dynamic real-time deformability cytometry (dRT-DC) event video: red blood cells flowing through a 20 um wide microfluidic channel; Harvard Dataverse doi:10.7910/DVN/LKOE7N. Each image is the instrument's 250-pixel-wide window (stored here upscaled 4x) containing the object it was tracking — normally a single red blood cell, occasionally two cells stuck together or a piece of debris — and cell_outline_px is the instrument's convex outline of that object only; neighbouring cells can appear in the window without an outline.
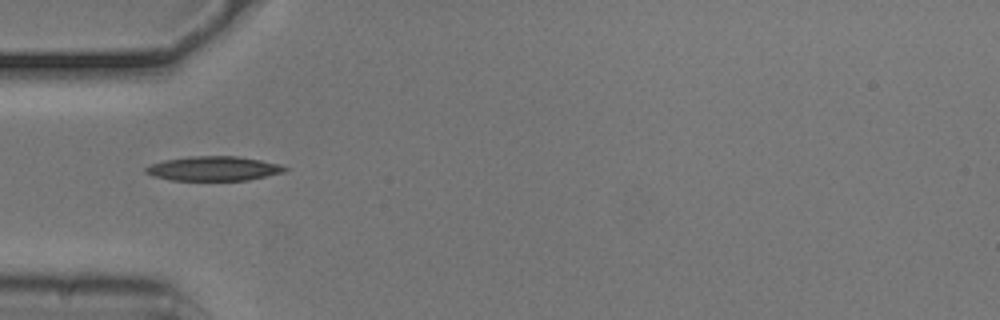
{"species": "common noctule bat (a hibernating species)", "species_latin": "Nyctalus noctula", "temperature_condition": "cold", "stored_images_in_passage": 36, "camera_frame_rate_fps": 3000, "um_per_image_px": 0.085, "animal": {"sex": "male", "body_mass_g": 20.5, "forearm_length_mm": 52.5}, "frame": {"image": 1, "passage_image": 1, "time_ms": 0.0, "image_size_px": [1000, 320], "cell_outline_px": [[288, 168], [284, 172], [248, 180], [168, 180], [152, 176], [144, 172], [144, 168], [152, 164], [164, 160], [188, 156], [236, 156], [260, 160], [280, 164]], "centroid_in_image_um": [18.12, 14.32], "position_along_channel_um": 66.9, "area_um2": 19.83}}
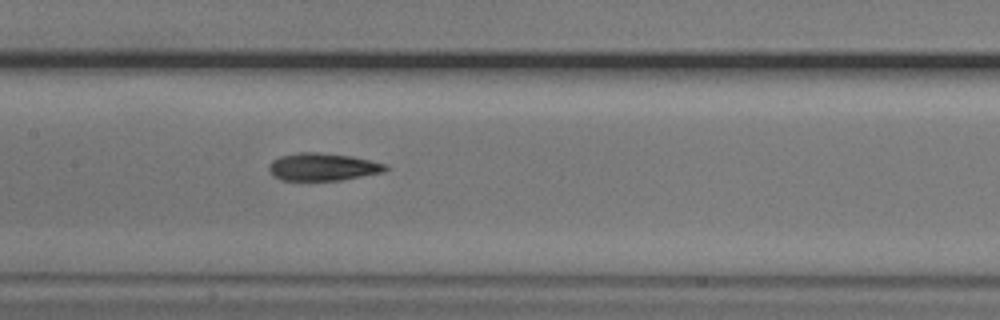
{"frame": {"image": 2, "passage_image": 10, "time_ms": 3.0, "image_size_px": [1000, 320], "cell_outline_px": [[388, 168], [384, 172], [340, 180], [280, 180], [272, 176], [268, 172], [268, 164], [272, 160], [280, 156], [296, 152], [320, 152], [352, 156], [388, 164]], "centroid_in_image_um": [27.4, 14.18], "position_along_channel_um": 180.0, "area_um2": 19.02}}
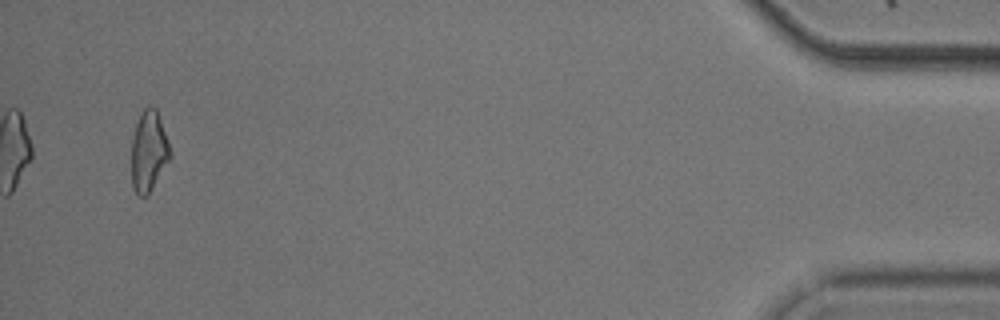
{"frame": {"image": 3, "passage_image": 36, "time_ms": 11.667, "image_size_px": [1000, 320], "cell_outline_px": [[172, 156], [148, 192], [144, 196], [140, 196], [132, 188], [132, 140], [136, 124], [140, 112], [148, 104], [152, 104], [156, 108], [168, 140], [172, 152]], "centroid_in_image_um": [12.65, 12.78], "position_along_channel_um": 422.6, "area_um2": 18.03}, "authors_computed_cell_mechanics": {"area_um2": 18.5249, "velocity_mm_per_s": 3.7398, "shape_relaxation_time_tau1_ms": null, "shape_relaxation_time_tau2_ms": 10.1557, "deformation_change_tau1": null, "deformation_change_tau2": 0.1809}}